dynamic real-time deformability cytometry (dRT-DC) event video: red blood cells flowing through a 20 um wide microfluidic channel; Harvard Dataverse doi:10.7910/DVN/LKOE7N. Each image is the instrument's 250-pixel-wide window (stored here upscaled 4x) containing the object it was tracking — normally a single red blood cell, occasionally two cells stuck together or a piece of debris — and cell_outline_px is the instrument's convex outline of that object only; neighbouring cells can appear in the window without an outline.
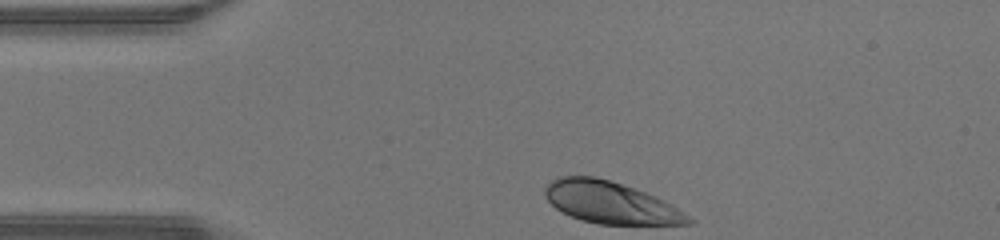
{"species": "human", "species_latin": "Homo sapiens", "temperature_condition": "warm", "stored_images_in_passage": 30, "camera_frame_rate_fps": 3000, "um_per_image_px": 0.085, "donor": {"sex": "male"}, "frame": {"image": 1, "passage_image": 1, "time_ms": 0.0, "image_size_px": [1000, 240], "cell_outline_px": [[696, 220], [692, 224], [600, 224], [580, 220], [556, 208], [544, 196], [544, 188], [552, 180], [560, 176], [596, 176], [656, 196], [664, 200]], "centroid_in_image_um": [51.89, 17.22], "position_along_channel_um": 33.1, "area_um2": 34.68}}
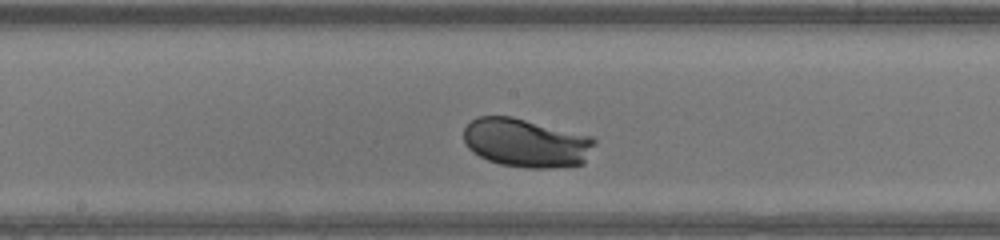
{"frame": {"image": 2, "passage_image": 16, "time_ms": 5.0, "image_size_px": [1000, 240], "cell_outline_px": [[596, 144], [584, 164], [552, 168], [528, 168], [500, 164], [488, 160], [472, 152], [464, 144], [464, 128], [476, 116], [512, 116], [592, 136], [596, 140]], "centroid_in_image_um": [44.74, 12.14], "position_along_channel_um": 203.5, "area_um2": 37.51}}
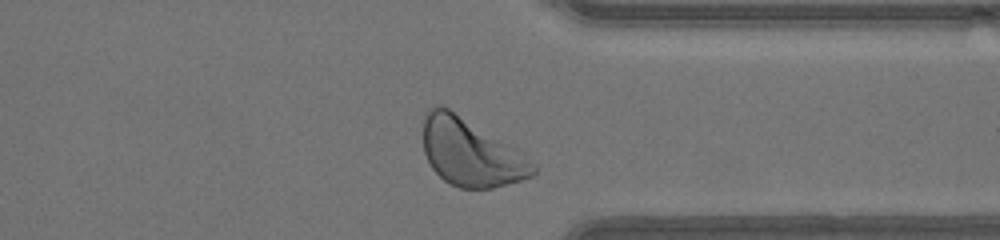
{"frame": {"image": 3, "passage_image": 28, "time_ms": 9.0, "image_size_px": [1000, 240], "cell_outline_px": [[536, 176], [492, 188], [460, 188], [444, 180], [432, 168], [424, 152], [424, 112], [428, 108], [436, 104], [440, 104], [448, 108], [520, 152], [536, 168]], "centroid_in_image_um": [39.97, 12.97], "position_along_channel_um": 371.4, "area_um2": 42.37}, "authors_computed_cell_mechanics": {"area_um2": 36.703, "velocity_mm_per_s": 4.2785, "shape_relaxation_time_tau1_ms": 1.6535, "shape_relaxation_time_tau2_ms": null, "deformation_change_tau1": 0.1395, "deformation_change_tau2": null}}